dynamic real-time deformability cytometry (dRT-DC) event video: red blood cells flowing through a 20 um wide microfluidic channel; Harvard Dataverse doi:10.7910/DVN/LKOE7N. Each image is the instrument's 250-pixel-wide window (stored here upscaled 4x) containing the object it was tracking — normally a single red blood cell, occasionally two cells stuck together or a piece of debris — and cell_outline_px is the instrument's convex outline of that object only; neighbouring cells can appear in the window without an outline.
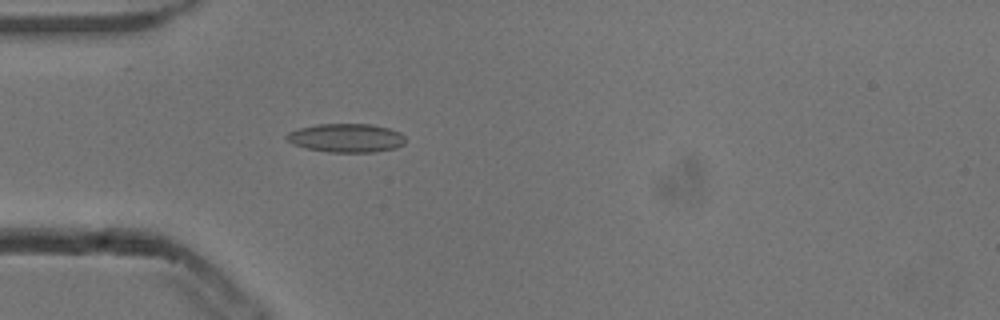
{"species": "common noctule bat (a hibernating species)", "species_latin": "Nyctalus noctula", "temperature_condition": "cold", "stored_images_in_passage": 39, "camera_frame_rate_fps": 3000, "um_per_image_px": 0.085, "animal": {"sex": "male", "body_mass_g": 13.3}, "frame": {"image": 1, "passage_image": 1, "time_ms": 0.0, "image_size_px": [1000, 320], "cell_outline_px": [[404, 144], [396, 148], [376, 152], [328, 152], [304, 148], [292, 144], [284, 136], [288, 132], [300, 128], [316, 124], [372, 124], [388, 128], [400, 132], [404, 136]], "centroid_in_image_um": [29.42, 11.73], "position_along_channel_um": 55.6, "area_um2": 20.0}}
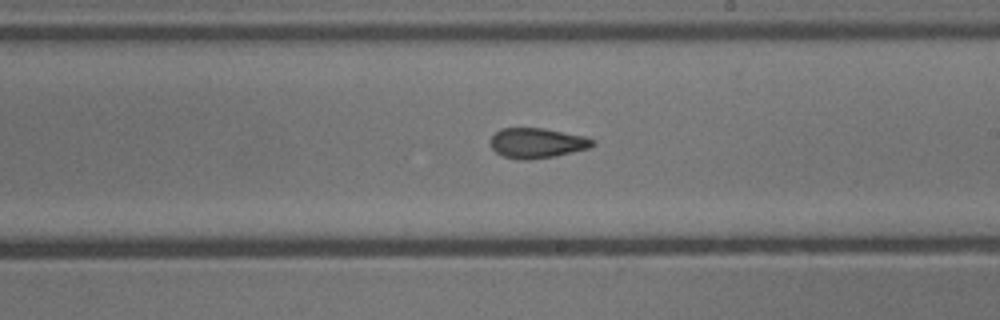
{"frame": {"image": 2, "passage_image": 16, "time_ms": 5.0, "image_size_px": [1000, 320], "cell_outline_px": [[596, 144], [588, 148], [556, 156], [528, 160], [516, 160], [504, 156], [496, 152], [492, 148], [492, 136], [500, 128], [544, 128], [584, 136], [596, 140]], "centroid_in_image_um": [45.67, 12.16], "position_along_channel_um": 243.3, "area_um2": 17.92}}
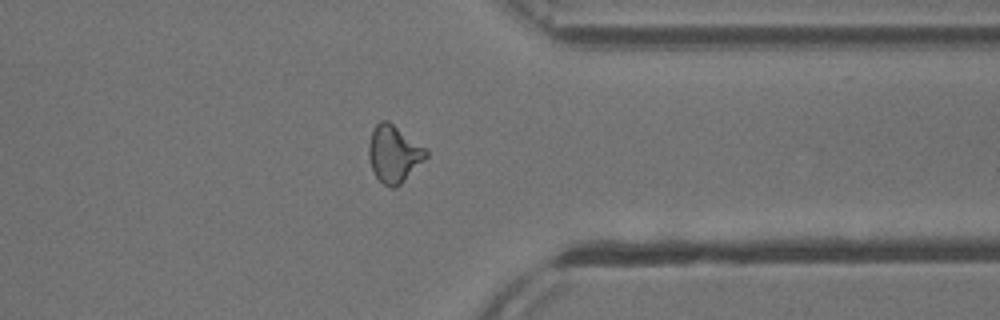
{"frame": {"image": 3, "passage_image": 27, "time_ms": 8.667, "image_size_px": [1000, 320], "cell_outline_px": [[428, 156], [396, 188], [392, 188], [384, 184], [376, 176], [372, 168], [368, 156], [368, 144], [372, 132], [376, 124], [380, 120], [388, 120], [428, 148]], "centroid_in_image_um": [33.5, 13.05], "position_along_channel_um": 377.9, "area_um2": 19.13}, "authors_computed_cell_mechanics": {"area_um2": 18.3226, "velocity_mm_per_s": 3.8587, "shape_relaxation_time_tau1_ms": null, "shape_relaxation_time_tau2_ms": 2.1212, "deformation_change_tau1": null, "deformation_change_tau2": 0.0928}}